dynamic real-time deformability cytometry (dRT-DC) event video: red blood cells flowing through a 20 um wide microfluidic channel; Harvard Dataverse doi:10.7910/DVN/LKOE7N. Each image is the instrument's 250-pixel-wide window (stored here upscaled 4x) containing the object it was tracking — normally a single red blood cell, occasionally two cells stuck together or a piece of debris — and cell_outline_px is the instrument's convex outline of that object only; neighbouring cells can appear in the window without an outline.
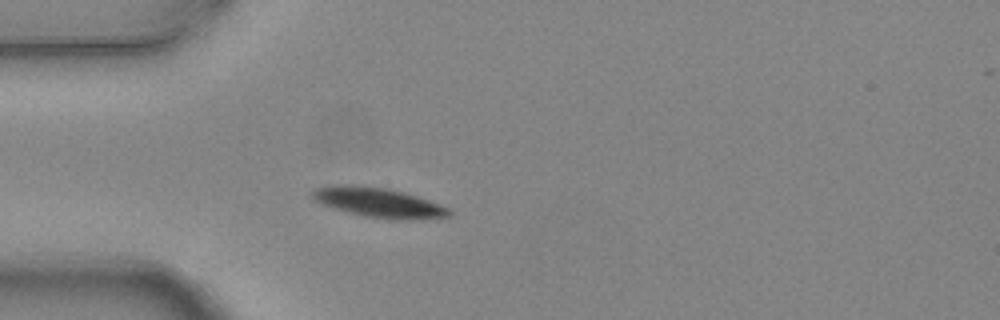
{"species": "common noctule bat (a hibernating species)", "species_latin": "Nyctalus noctula", "temperature_condition": "warm", "stored_images_in_passage": 4, "camera_frame_rate_fps": 3000, "um_per_image_px": 0.085, "animal": {"sex": "female", "body_mass_g": 24.6, "forearm_length_mm": 56.2}, "frame": {"image": 1, "passage_image": 4, "time_ms": 1.0, "image_size_px": [1000, 320], "cell_outline_px": [[452, 216], [420, 220], [392, 220], [364, 216], [332, 208], [320, 204], [312, 200], [312, 188], [388, 188], [404, 192], [440, 204], [448, 208], [452, 212]], "centroid_in_image_um": [32.31, 17.3], "position_along_channel_um": 52.7, "area_um2": 22.89}}